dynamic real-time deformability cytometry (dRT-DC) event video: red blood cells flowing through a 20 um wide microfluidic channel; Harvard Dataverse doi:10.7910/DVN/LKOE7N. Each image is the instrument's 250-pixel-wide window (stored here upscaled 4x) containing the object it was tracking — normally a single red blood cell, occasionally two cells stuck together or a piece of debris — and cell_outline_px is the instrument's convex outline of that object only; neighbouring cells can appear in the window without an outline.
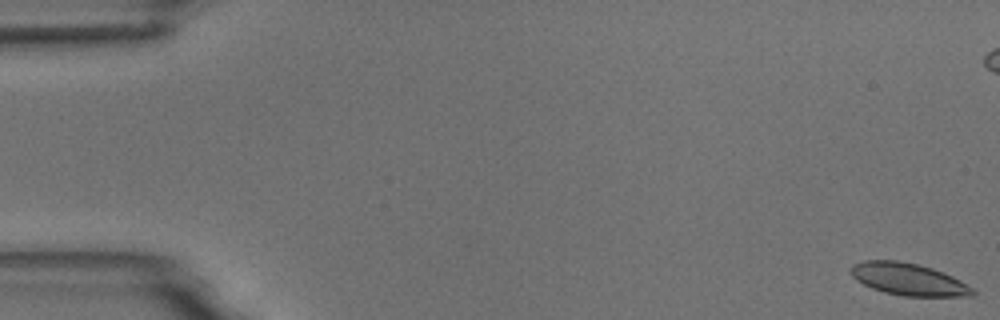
{"species": "common noctule bat (a hibernating species)", "species_latin": "Nyctalus noctula", "temperature_condition": "room temperature", "stored_images_in_passage": 8, "camera_frame_rate_fps": 3000, "um_per_image_px": 0.085, "animal": {"sex": "male", "body_mass_g": 18.8}, "frame": {"image": 1, "passage_image": 1, "time_ms": 0.0, "image_size_px": [1000, 320], "cell_outline_px": [[976, 292], [972, 296], [904, 296], [884, 292], [872, 288], [856, 280], [852, 276], [852, 264], [864, 260], [900, 260], [920, 264], [932, 268], [952, 276], [960, 280], [972, 288]], "centroid_in_image_um": [77.21, 23.73], "position_along_channel_um": 7.8, "area_um2": 22.77}}